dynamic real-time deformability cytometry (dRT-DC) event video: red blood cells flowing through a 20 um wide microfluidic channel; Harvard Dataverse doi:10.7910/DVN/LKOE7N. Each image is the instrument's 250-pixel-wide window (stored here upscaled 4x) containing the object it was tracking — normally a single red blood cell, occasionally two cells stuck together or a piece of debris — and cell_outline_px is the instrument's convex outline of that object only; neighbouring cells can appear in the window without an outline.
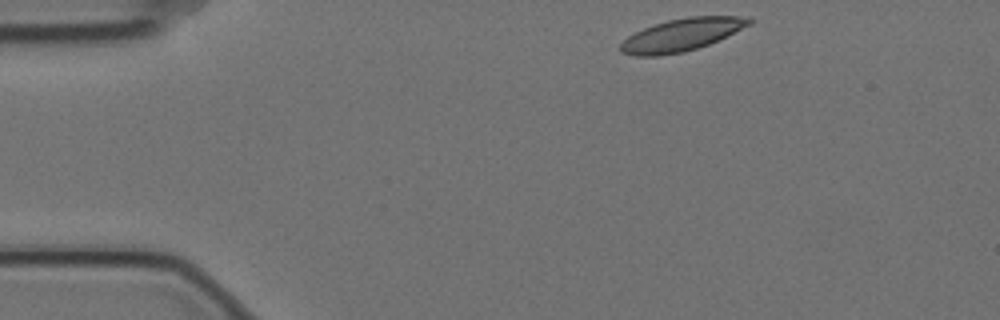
{"species": "Egyptian fruit bat (a non-hibernating species)", "species_latin": "Rousettus aegyptiacus", "temperature_condition": "cold", "stored_images_in_passage": 2, "camera_frame_rate_fps": 3000, "um_per_image_px": 0.085, "animal": {"sex": "female"}, "frame": {"image": 1, "passage_image": 1, "time_ms": 0.0, "image_size_px": [1000, 320], "cell_outline_px": [[752, 24], [708, 44], [684, 52], [660, 56], [632, 56], [620, 52], [620, 44], [628, 36], [644, 28], [668, 20], [688, 16], [736, 16], [752, 20]], "centroid_in_image_um": [57.89, 2.97], "position_along_channel_um": 27.1, "area_um2": 24.1}}